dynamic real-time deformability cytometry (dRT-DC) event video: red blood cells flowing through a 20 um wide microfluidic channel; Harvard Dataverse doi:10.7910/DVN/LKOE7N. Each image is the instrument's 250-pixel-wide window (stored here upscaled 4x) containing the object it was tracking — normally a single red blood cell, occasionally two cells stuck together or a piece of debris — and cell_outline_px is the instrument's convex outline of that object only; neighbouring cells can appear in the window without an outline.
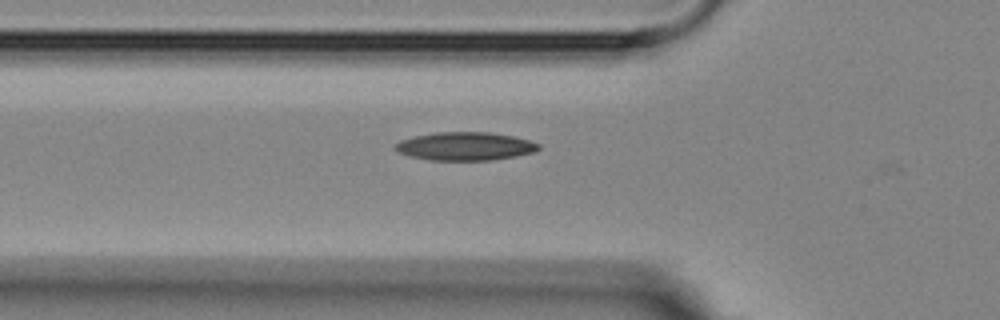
{"species": "Egyptian fruit bat (a non-hibernating species)", "species_latin": "Rousettus aegyptiacus", "temperature_condition": "room temperature", "stored_images_in_passage": 4, "camera_frame_rate_fps": 3000, "um_per_image_px": 0.085, "animal": {"sex": "female"}, "frame": {"image": 1, "passage_image": 4, "time_ms": 4.0, "image_size_px": [1000, 320], "cell_outline_px": [[540, 148], [536, 152], [516, 156], [492, 160], [428, 160], [408, 156], [392, 148], [400, 140], [416, 136], [436, 132], [488, 132], [512, 136], [528, 140], [540, 144]], "centroid_in_image_um": [39.54, 12.44], "position_along_channel_um": 86.3, "area_um2": 23.64}}